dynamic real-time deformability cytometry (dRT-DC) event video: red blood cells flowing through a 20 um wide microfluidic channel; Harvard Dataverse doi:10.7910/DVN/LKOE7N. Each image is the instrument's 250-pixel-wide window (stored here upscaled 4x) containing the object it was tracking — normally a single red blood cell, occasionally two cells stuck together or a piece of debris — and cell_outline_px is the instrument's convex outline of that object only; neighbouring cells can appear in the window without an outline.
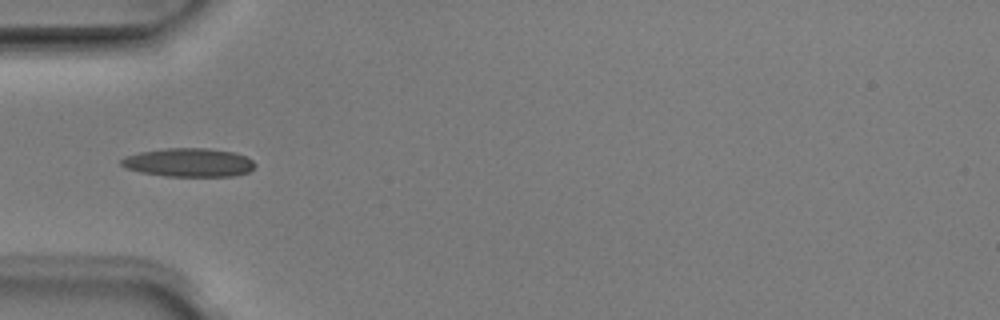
{"species": "Egyptian fruit bat (a non-hibernating species)", "species_latin": "Rousettus aegyptiacus", "temperature_condition": "room temperature", "stored_images_in_passage": 2, "camera_frame_rate_fps": 3000, "um_per_image_px": 0.085, "animal": {"sex": "male"}, "frame": {"image": 1, "passage_image": 1, "time_ms": 0.0, "image_size_px": [1000, 320], "cell_outline_px": [[256, 164], [248, 172], [232, 176], [164, 176], [140, 172], [124, 168], [120, 164], [120, 160], [124, 156], [140, 152], [164, 148], [208, 148], [232, 152], [244, 156], [252, 160]], "centroid_in_image_um": [15.99, 13.81], "position_along_channel_um": 69.0, "area_um2": 22.31}}
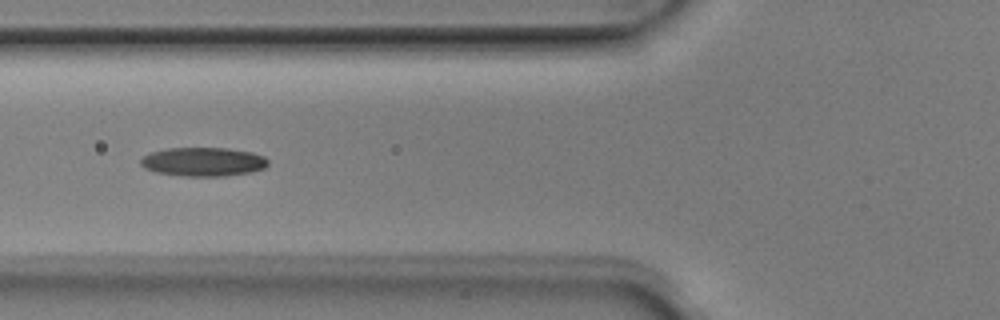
{"frame": {"image": 2, "passage_image": 2, "time_ms": 0.333, "image_size_px": [1000, 320], "cell_outline_px": [[268, 164], [264, 168], [252, 172], [224, 176], [188, 176], [156, 172], [144, 168], [140, 164], [140, 160], [144, 156], [152, 152], [168, 148], [228, 148], [252, 152], [264, 156], [268, 160]], "centroid_in_image_um": [17.3, 13.75], "position_along_channel_um": 108.5, "area_um2": 21.39}}